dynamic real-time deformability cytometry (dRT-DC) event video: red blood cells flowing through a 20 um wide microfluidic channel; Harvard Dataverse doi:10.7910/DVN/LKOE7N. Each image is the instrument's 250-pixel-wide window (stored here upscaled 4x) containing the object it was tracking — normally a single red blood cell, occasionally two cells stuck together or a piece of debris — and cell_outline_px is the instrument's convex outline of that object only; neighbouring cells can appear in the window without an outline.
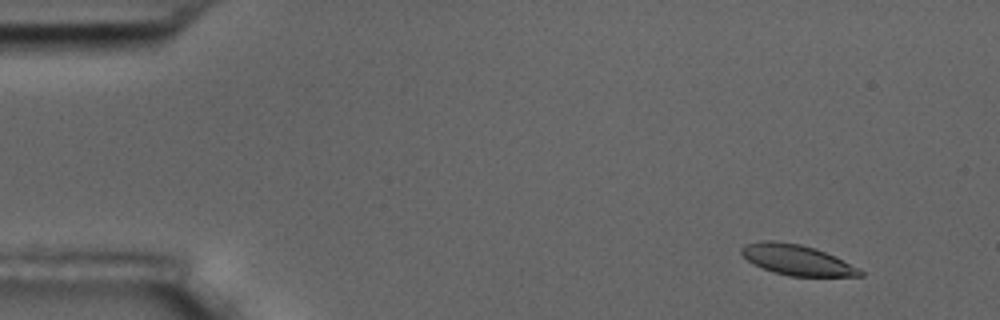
{"species": "common noctule bat (a hibernating species)", "species_latin": "Nyctalus noctula", "temperature_condition": "room temperature", "stored_images_in_passage": 6, "camera_frame_rate_fps": 3000, "um_per_image_px": 0.085, "animal": {"sex": "male", "body_mass_g": 17.5, "forearm_length_mm": 52.3}, "frame": {"image": 1, "passage_image": 2, "time_ms": 1.0, "image_size_px": [1000, 320], "cell_outline_px": [[864, 276], [788, 276], [772, 272], [748, 260], [740, 252], [740, 248], [744, 244], [764, 240], [772, 240], [800, 244], [816, 248], [836, 256], [860, 268], [864, 272]], "centroid_in_image_um": [67.77, 22.09], "position_along_channel_um": 17.2, "area_um2": 21.15}}
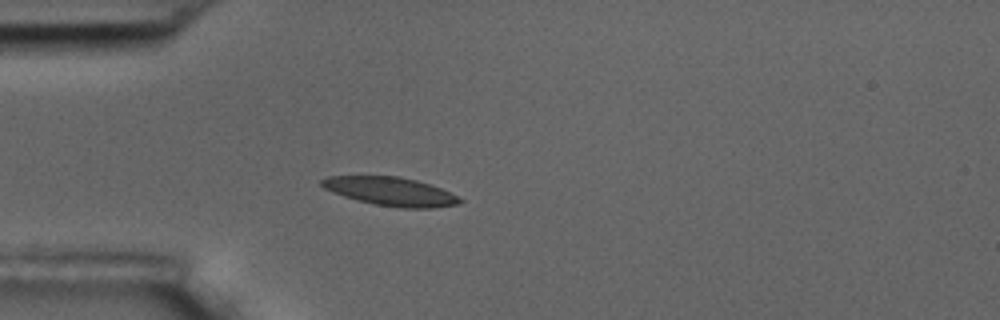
{"frame": {"image": 2, "passage_image": 5, "time_ms": 4.667, "image_size_px": [1000, 320], "cell_outline_px": [[464, 200], [460, 204], [432, 208], [400, 208], [376, 204], [356, 200], [332, 192], [324, 188], [320, 184], [320, 180], [328, 176], [396, 176], [416, 180], [440, 188]], "centroid_in_image_um": [33.18, 16.27], "position_along_channel_um": 51.8, "area_um2": 22.83}}